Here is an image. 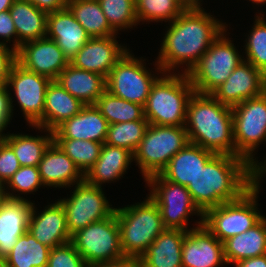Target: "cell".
<instances>
[{
	"instance_id": "6da1fadb",
	"label": "cell",
	"mask_w": 266,
	"mask_h": 267,
	"mask_svg": "<svg viewBox=\"0 0 266 267\" xmlns=\"http://www.w3.org/2000/svg\"><path fill=\"white\" fill-rule=\"evenodd\" d=\"M226 23L217 20L201 6L187 7L170 22L164 34L155 62L160 74L176 71L186 65L188 74L207 52L212 43L227 29ZM178 67V68H177Z\"/></svg>"
},
{
	"instance_id": "7a4b0ae2",
	"label": "cell",
	"mask_w": 266,
	"mask_h": 267,
	"mask_svg": "<svg viewBox=\"0 0 266 267\" xmlns=\"http://www.w3.org/2000/svg\"><path fill=\"white\" fill-rule=\"evenodd\" d=\"M257 180L254 167L244 158L216 154L187 189L204 213L209 208L238 199Z\"/></svg>"
},
{
	"instance_id": "3957f363",
	"label": "cell",
	"mask_w": 266,
	"mask_h": 267,
	"mask_svg": "<svg viewBox=\"0 0 266 267\" xmlns=\"http://www.w3.org/2000/svg\"><path fill=\"white\" fill-rule=\"evenodd\" d=\"M185 129L190 143L215 154L235 156L232 107L211 94L193 93L187 104Z\"/></svg>"
},
{
	"instance_id": "277c9868",
	"label": "cell",
	"mask_w": 266,
	"mask_h": 267,
	"mask_svg": "<svg viewBox=\"0 0 266 267\" xmlns=\"http://www.w3.org/2000/svg\"><path fill=\"white\" fill-rule=\"evenodd\" d=\"M176 72L163 73L152 85L143 107L149 124L185 126L187 104L194 88L187 74Z\"/></svg>"
},
{
	"instance_id": "5b68a950",
	"label": "cell",
	"mask_w": 266,
	"mask_h": 267,
	"mask_svg": "<svg viewBox=\"0 0 266 267\" xmlns=\"http://www.w3.org/2000/svg\"><path fill=\"white\" fill-rule=\"evenodd\" d=\"M124 256L141 257L165 229L158 205L147 195L142 202L116 208Z\"/></svg>"
},
{
	"instance_id": "8992f818",
	"label": "cell",
	"mask_w": 266,
	"mask_h": 267,
	"mask_svg": "<svg viewBox=\"0 0 266 267\" xmlns=\"http://www.w3.org/2000/svg\"><path fill=\"white\" fill-rule=\"evenodd\" d=\"M259 185L257 180L238 199L207 209L203 225L221 242L252 228L264 217L258 210Z\"/></svg>"
},
{
	"instance_id": "52a82bcc",
	"label": "cell",
	"mask_w": 266,
	"mask_h": 267,
	"mask_svg": "<svg viewBox=\"0 0 266 267\" xmlns=\"http://www.w3.org/2000/svg\"><path fill=\"white\" fill-rule=\"evenodd\" d=\"M188 142L185 126L149 124L134 153L143 179L159 174Z\"/></svg>"
},
{
	"instance_id": "ba28073f",
	"label": "cell",
	"mask_w": 266,
	"mask_h": 267,
	"mask_svg": "<svg viewBox=\"0 0 266 267\" xmlns=\"http://www.w3.org/2000/svg\"><path fill=\"white\" fill-rule=\"evenodd\" d=\"M224 30L187 74L195 93L211 94L244 60Z\"/></svg>"
},
{
	"instance_id": "9c48e42d",
	"label": "cell",
	"mask_w": 266,
	"mask_h": 267,
	"mask_svg": "<svg viewBox=\"0 0 266 267\" xmlns=\"http://www.w3.org/2000/svg\"><path fill=\"white\" fill-rule=\"evenodd\" d=\"M145 182L151 189L149 197L159 207L165 229L189 231L203 224V212L194 203L187 187L166 180L160 173L151 175ZM196 214L201 220L196 222V227L188 229L189 216Z\"/></svg>"
},
{
	"instance_id": "30bf717a",
	"label": "cell",
	"mask_w": 266,
	"mask_h": 267,
	"mask_svg": "<svg viewBox=\"0 0 266 267\" xmlns=\"http://www.w3.org/2000/svg\"><path fill=\"white\" fill-rule=\"evenodd\" d=\"M232 115L235 156L255 168L259 162L253 153L261 142H266V91L232 107Z\"/></svg>"
},
{
	"instance_id": "8fae6325",
	"label": "cell",
	"mask_w": 266,
	"mask_h": 267,
	"mask_svg": "<svg viewBox=\"0 0 266 267\" xmlns=\"http://www.w3.org/2000/svg\"><path fill=\"white\" fill-rule=\"evenodd\" d=\"M88 267L124 257L116 213L72 234L70 241Z\"/></svg>"
},
{
	"instance_id": "7c38bea8",
	"label": "cell",
	"mask_w": 266,
	"mask_h": 267,
	"mask_svg": "<svg viewBox=\"0 0 266 267\" xmlns=\"http://www.w3.org/2000/svg\"><path fill=\"white\" fill-rule=\"evenodd\" d=\"M144 61L141 57H134L128 50L106 78V90L144 107L152 85L160 77L147 70Z\"/></svg>"
},
{
	"instance_id": "4fadbf2b",
	"label": "cell",
	"mask_w": 266,
	"mask_h": 267,
	"mask_svg": "<svg viewBox=\"0 0 266 267\" xmlns=\"http://www.w3.org/2000/svg\"><path fill=\"white\" fill-rule=\"evenodd\" d=\"M72 193L69 198L58 199L64 207L71 235L93 222L110 217L116 210L105 197L102 187L85 180L75 184Z\"/></svg>"
},
{
	"instance_id": "5bb4252c",
	"label": "cell",
	"mask_w": 266,
	"mask_h": 267,
	"mask_svg": "<svg viewBox=\"0 0 266 267\" xmlns=\"http://www.w3.org/2000/svg\"><path fill=\"white\" fill-rule=\"evenodd\" d=\"M50 82L49 78L26 70L17 62L11 67L6 87L13 89L29 127L43 128L45 95Z\"/></svg>"
},
{
	"instance_id": "9a60e30c",
	"label": "cell",
	"mask_w": 266,
	"mask_h": 267,
	"mask_svg": "<svg viewBox=\"0 0 266 267\" xmlns=\"http://www.w3.org/2000/svg\"><path fill=\"white\" fill-rule=\"evenodd\" d=\"M16 62L51 81L69 65L63 51L47 36L21 45L16 51Z\"/></svg>"
},
{
	"instance_id": "2e32d148",
	"label": "cell",
	"mask_w": 266,
	"mask_h": 267,
	"mask_svg": "<svg viewBox=\"0 0 266 267\" xmlns=\"http://www.w3.org/2000/svg\"><path fill=\"white\" fill-rule=\"evenodd\" d=\"M266 91V75L243 60L211 95L222 104L234 107L241 102L262 95Z\"/></svg>"
},
{
	"instance_id": "e0dca14e",
	"label": "cell",
	"mask_w": 266,
	"mask_h": 267,
	"mask_svg": "<svg viewBox=\"0 0 266 267\" xmlns=\"http://www.w3.org/2000/svg\"><path fill=\"white\" fill-rule=\"evenodd\" d=\"M116 38V35L90 38L69 63L107 78L112 68L129 50L118 44Z\"/></svg>"
},
{
	"instance_id": "ac0fdd59",
	"label": "cell",
	"mask_w": 266,
	"mask_h": 267,
	"mask_svg": "<svg viewBox=\"0 0 266 267\" xmlns=\"http://www.w3.org/2000/svg\"><path fill=\"white\" fill-rule=\"evenodd\" d=\"M227 264L223 242L203 224L185 234L182 243V267H219Z\"/></svg>"
},
{
	"instance_id": "d6986e66",
	"label": "cell",
	"mask_w": 266,
	"mask_h": 267,
	"mask_svg": "<svg viewBox=\"0 0 266 267\" xmlns=\"http://www.w3.org/2000/svg\"><path fill=\"white\" fill-rule=\"evenodd\" d=\"M35 207L33 203L28 232L37 241L51 249L71 241L72 235L67 227L66 213L59 201L47 205L40 213Z\"/></svg>"
},
{
	"instance_id": "ffe728a7",
	"label": "cell",
	"mask_w": 266,
	"mask_h": 267,
	"mask_svg": "<svg viewBox=\"0 0 266 267\" xmlns=\"http://www.w3.org/2000/svg\"><path fill=\"white\" fill-rule=\"evenodd\" d=\"M47 37L56 42L69 62L90 39L68 7L48 13Z\"/></svg>"
},
{
	"instance_id": "44dd1931",
	"label": "cell",
	"mask_w": 266,
	"mask_h": 267,
	"mask_svg": "<svg viewBox=\"0 0 266 267\" xmlns=\"http://www.w3.org/2000/svg\"><path fill=\"white\" fill-rule=\"evenodd\" d=\"M109 123L96 105H85L75 116L63 121L52 132L53 138L105 143Z\"/></svg>"
},
{
	"instance_id": "7402d4cb",
	"label": "cell",
	"mask_w": 266,
	"mask_h": 267,
	"mask_svg": "<svg viewBox=\"0 0 266 267\" xmlns=\"http://www.w3.org/2000/svg\"><path fill=\"white\" fill-rule=\"evenodd\" d=\"M38 170L45 187L66 188L84 181V174L54 141L44 151Z\"/></svg>"
},
{
	"instance_id": "603a6c76",
	"label": "cell",
	"mask_w": 266,
	"mask_h": 267,
	"mask_svg": "<svg viewBox=\"0 0 266 267\" xmlns=\"http://www.w3.org/2000/svg\"><path fill=\"white\" fill-rule=\"evenodd\" d=\"M33 203L28 199H8L0 204V257L5 258L28 231Z\"/></svg>"
},
{
	"instance_id": "cb8c5ba5",
	"label": "cell",
	"mask_w": 266,
	"mask_h": 267,
	"mask_svg": "<svg viewBox=\"0 0 266 267\" xmlns=\"http://www.w3.org/2000/svg\"><path fill=\"white\" fill-rule=\"evenodd\" d=\"M215 155L210 150L188 142L171 158L160 174L166 180L187 187Z\"/></svg>"
},
{
	"instance_id": "d4e9b609",
	"label": "cell",
	"mask_w": 266,
	"mask_h": 267,
	"mask_svg": "<svg viewBox=\"0 0 266 267\" xmlns=\"http://www.w3.org/2000/svg\"><path fill=\"white\" fill-rule=\"evenodd\" d=\"M134 160V154L122 147L102 145L100 156L84 175V180L94 186L119 180Z\"/></svg>"
},
{
	"instance_id": "484cf974",
	"label": "cell",
	"mask_w": 266,
	"mask_h": 267,
	"mask_svg": "<svg viewBox=\"0 0 266 267\" xmlns=\"http://www.w3.org/2000/svg\"><path fill=\"white\" fill-rule=\"evenodd\" d=\"M56 81L73 97L85 105H95L106 90V78L99 73L69 65L58 75Z\"/></svg>"
},
{
	"instance_id": "4316f807",
	"label": "cell",
	"mask_w": 266,
	"mask_h": 267,
	"mask_svg": "<svg viewBox=\"0 0 266 267\" xmlns=\"http://www.w3.org/2000/svg\"><path fill=\"white\" fill-rule=\"evenodd\" d=\"M187 232L164 229L140 257L142 267H182V243Z\"/></svg>"
},
{
	"instance_id": "83f0119b",
	"label": "cell",
	"mask_w": 266,
	"mask_h": 267,
	"mask_svg": "<svg viewBox=\"0 0 266 267\" xmlns=\"http://www.w3.org/2000/svg\"><path fill=\"white\" fill-rule=\"evenodd\" d=\"M9 11L17 33V50L24 43L47 36V12L26 0H14Z\"/></svg>"
},
{
	"instance_id": "f1b7e54d",
	"label": "cell",
	"mask_w": 266,
	"mask_h": 267,
	"mask_svg": "<svg viewBox=\"0 0 266 267\" xmlns=\"http://www.w3.org/2000/svg\"><path fill=\"white\" fill-rule=\"evenodd\" d=\"M227 264L266 254V217L241 234L223 241Z\"/></svg>"
},
{
	"instance_id": "f546056e",
	"label": "cell",
	"mask_w": 266,
	"mask_h": 267,
	"mask_svg": "<svg viewBox=\"0 0 266 267\" xmlns=\"http://www.w3.org/2000/svg\"><path fill=\"white\" fill-rule=\"evenodd\" d=\"M84 106L56 80H52L45 95L43 128L53 131L63 121L78 114Z\"/></svg>"
},
{
	"instance_id": "4dcf8cb0",
	"label": "cell",
	"mask_w": 266,
	"mask_h": 267,
	"mask_svg": "<svg viewBox=\"0 0 266 267\" xmlns=\"http://www.w3.org/2000/svg\"><path fill=\"white\" fill-rule=\"evenodd\" d=\"M36 129L48 133L46 136H31L26 134H0V137L13 149L21 166H38L42 159L44 151L53 141V132L51 130L40 128ZM42 129V130H41Z\"/></svg>"
},
{
	"instance_id": "1f68e13d",
	"label": "cell",
	"mask_w": 266,
	"mask_h": 267,
	"mask_svg": "<svg viewBox=\"0 0 266 267\" xmlns=\"http://www.w3.org/2000/svg\"><path fill=\"white\" fill-rule=\"evenodd\" d=\"M67 7L90 38L117 35L103 14L98 0H69Z\"/></svg>"
},
{
	"instance_id": "d6a6232c",
	"label": "cell",
	"mask_w": 266,
	"mask_h": 267,
	"mask_svg": "<svg viewBox=\"0 0 266 267\" xmlns=\"http://www.w3.org/2000/svg\"><path fill=\"white\" fill-rule=\"evenodd\" d=\"M50 250L27 231L4 259L7 267H47Z\"/></svg>"
},
{
	"instance_id": "836d02e7",
	"label": "cell",
	"mask_w": 266,
	"mask_h": 267,
	"mask_svg": "<svg viewBox=\"0 0 266 267\" xmlns=\"http://www.w3.org/2000/svg\"><path fill=\"white\" fill-rule=\"evenodd\" d=\"M95 105L109 125L141 120L144 117L143 106L121 99L107 90L98 98Z\"/></svg>"
},
{
	"instance_id": "e575fe53",
	"label": "cell",
	"mask_w": 266,
	"mask_h": 267,
	"mask_svg": "<svg viewBox=\"0 0 266 267\" xmlns=\"http://www.w3.org/2000/svg\"><path fill=\"white\" fill-rule=\"evenodd\" d=\"M148 126L149 122L145 117L141 120L111 124L107 131L105 143L110 146L125 148L134 154L144 138Z\"/></svg>"
},
{
	"instance_id": "d590c367",
	"label": "cell",
	"mask_w": 266,
	"mask_h": 267,
	"mask_svg": "<svg viewBox=\"0 0 266 267\" xmlns=\"http://www.w3.org/2000/svg\"><path fill=\"white\" fill-rule=\"evenodd\" d=\"M138 23L172 22L187 5L182 0H135Z\"/></svg>"
},
{
	"instance_id": "8d00e7d4",
	"label": "cell",
	"mask_w": 266,
	"mask_h": 267,
	"mask_svg": "<svg viewBox=\"0 0 266 267\" xmlns=\"http://www.w3.org/2000/svg\"><path fill=\"white\" fill-rule=\"evenodd\" d=\"M53 141L67 154L85 175L100 156L103 143L96 141L53 138Z\"/></svg>"
},
{
	"instance_id": "74e56055",
	"label": "cell",
	"mask_w": 266,
	"mask_h": 267,
	"mask_svg": "<svg viewBox=\"0 0 266 267\" xmlns=\"http://www.w3.org/2000/svg\"><path fill=\"white\" fill-rule=\"evenodd\" d=\"M112 29L118 33L138 25L135 0H98Z\"/></svg>"
},
{
	"instance_id": "f35d334b",
	"label": "cell",
	"mask_w": 266,
	"mask_h": 267,
	"mask_svg": "<svg viewBox=\"0 0 266 267\" xmlns=\"http://www.w3.org/2000/svg\"><path fill=\"white\" fill-rule=\"evenodd\" d=\"M255 16L254 25L247 39H245L244 55H246V59L244 58V60L251 63L266 75V21L261 12Z\"/></svg>"
},
{
	"instance_id": "ab89813d",
	"label": "cell",
	"mask_w": 266,
	"mask_h": 267,
	"mask_svg": "<svg viewBox=\"0 0 266 267\" xmlns=\"http://www.w3.org/2000/svg\"><path fill=\"white\" fill-rule=\"evenodd\" d=\"M41 186H44V184L41 180L38 166H21L4 184V191L8 199H26L20 196V193L14 194V192H21V194L34 193ZM7 190H11L12 193Z\"/></svg>"
},
{
	"instance_id": "60d3db41",
	"label": "cell",
	"mask_w": 266,
	"mask_h": 267,
	"mask_svg": "<svg viewBox=\"0 0 266 267\" xmlns=\"http://www.w3.org/2000/svg\"><path fill=\"white\" fill-rule=\"evenodd\" d=\"M47 267H88L71 242L50 250Z\"/></svg>"
},
{
	"instance_id": "b9f144b4",
	"label": "cell",
	"mask_w": 266,
	"mask_h": 267,
	"mask_svg": "<svg viewBox=\"0 0 266 267\" xmlns=\"http://www.w3.org/2000/svg\"><path fill=\"white\" fill-rule=\"evenodd\" d=\"M20 167L13 149L0 137V182L5 184Z\"/></svg>"
},
{
	"instance_id": "7bdbcfd3",
	"label": "cell",
	"mask_w": 266,
	"mask_h": 267,
	"mask_svg": "<svg viewBox=\"0 0 266 267\" xmlns=\"http://www.w3.org/2000/svg\"><path fill=\"white\" fill-rule=\"evenodd\" d=\"M11 38H13V40H11ZM1 39L3 40L0 41V43L5 46H8L7 43H11L10 41H12L13 44L11 48L17 51V33L9 10L0 12V40Z\"/></svg>"
},
{
	"instance_id": "ee69618b",
	"label": "cell",
	"mask_w": 266,
	"mask_h": 267,
	"mask_svg": "<svg viewBox=\"0 0 266 267\" xmlns=\"http://www.w3.org/2000/svg\"><path fill=\"white\" fill-rule=\"evenodd\" d=\"M9 89L5 87H0V134L6 130L8 124H10L11 117H13V96Z\"/></svg>"
},
{
	"instance_id": "f6af8a7d",
	"label": "cell",
	"mask_w": 266,
	"mask_h": 267,
	"mask_svg": "<svg viewBox=\"0 0 266 267\" xmlns=\"http://www.w3.org/2000/svg\"><path fill=\"white\" fill-rule=\"evenodd\" d=\"M16 62V51L0 43V87L8 82L11 67Z\"/></svg>"
},
{
	"instance_id": "bcb514c9",
	"label": "cell",
	"mask_w": 266,
	"mask_h": 267,
	"mask_svg": "<svg viewBox=\"0 0 266 267\" xmlns=\"http://www.w3.org/2000/svg\"><path fill=\"white\" fill-rule=\"evenodd\" d=\"M47 13L67 7L69 0H26Z\"/></svg>"
},
{
	"instance_id": "7dc6e473",
	"label": "cell",
	"mask_w": 266,
	"mask_h": 267,
	"mask_svg": "<svg viewBox=\"0 0 266 267\" xmlns=\"http://www.w3.org/2000/svg\"><path fill=\"white\" fill-rule=\"evenodd\" d=\"M92 267H142V263L140 257L124 256L120 259L100 263Z\"/></svg>"
},
{
	"instance_id": "c3c4849f",
	"label": "cell",
	"mask_w": 266,
	"mask_h": 267,
	"mask_svg": "<svg viewBox=\"0 0 266 267\" xmlns=\"http://www.w3.org/2000/svg\"><path fill=\"white\" fill-rule=\"evenodd\" d=\"M235 267H266V254L241 260Z\"/></svg>"
},
{
	"instance_id": "681fc988",
	"label": "cell",
	"mask_w": 266,
	"mask_h": 267,
	"mask_svg": "<svg viewBox=\"0 0 266 267\" xmlns=\"http://www.w3.org/2000/svg\"><path fill=\"white\" fill-rule=\"evenodd\" d=\"M14 0H0V12L9 10Z\"/></svg>"
},
{
	"instance_id": "f907efd6",
	"label": "cell",
	"mask_w": 266,
	"mask_h": 267,
	"mask_svg": "<svg viewBox=\"0 0 266 267\" xmlns=\"http://www.w3.org/2000/svg\"><path fill=\"white\" fill-rule=\"evenodd\" d=\"M182 1L187 5V7L202 6L201 5L202 0H182Z\"/></svg>"
},
{
	"instance_id": "816d5d0a",
	"label": "cell",
	"mask_w": 266,
	"mask_h": 267,
	"mask_svg": "<svg viewBox=\"0 0 266 267\" xmlns=\"http://www.w3.org/2000/svg\"><path fill=\"white\" fill-rule=\"evenodd\" d=\"M6 199L4 184L0 182V204Z\"/></svg>"
},
{
	"instance_id": "f5cc1de1",
	"label": "cell",
	"mask_w": 266,
	"mask_h": 267,
	"mask_svg": "<svg viewBox=\"0 0 266 267\" xmlns=\"http://www.w3.org/2000/svg\"><path fill=\"white\" fill-rule=\"evenodd\" d=\"M249 1H251L252 3H256L257 5L260 4L262 6L266 4V0H249Z\"/></svg>"
},
{
	"instance_id": "db71d44e",
	"label": "cell",
	"mask_w": 266,
	"mask_h": 267,
	"mask_svg": "<svg viewBox=\"0 0 266 267\" xmlns=\"http://www.w3.org/2000/svg\"><path fill=\"white\" fill-rule=\"evenodd\" d=\"M0 267H7L5 259L0 257Z\"/></svg>"
},
{
	"instance_id": "11a10c76",
	"label": "cell",
	"mask_w": 266,
	"mask_h": 267,
	"mask_svg": "<svg viewBox=\"0 0 266 267\" xmlns=\"http://www.w3.org/2000/svg\"><path fill=\"white\" fill-rule=\"evenodd\" d=\"M266 171L264 172V174L258 179L259 181L261 180V178L265 175Z\"/></svg>"
}]
</instances>
